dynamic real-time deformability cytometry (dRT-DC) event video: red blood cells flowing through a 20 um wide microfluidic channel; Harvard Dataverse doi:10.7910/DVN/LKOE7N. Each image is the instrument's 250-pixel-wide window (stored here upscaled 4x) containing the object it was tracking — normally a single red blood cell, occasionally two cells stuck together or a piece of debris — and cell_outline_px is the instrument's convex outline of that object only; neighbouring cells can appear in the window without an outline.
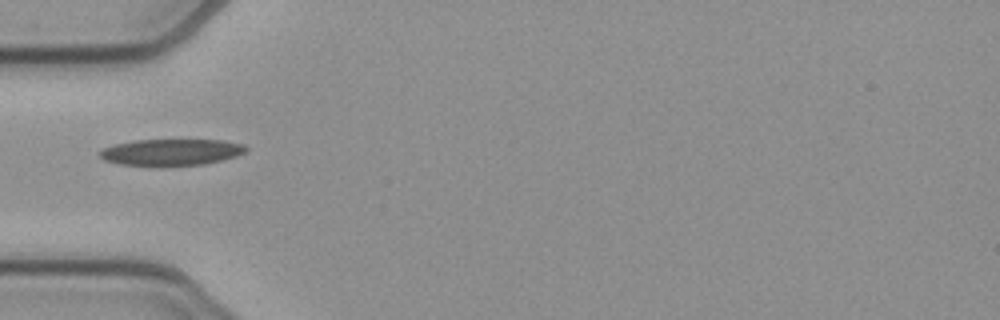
{"species": "common noctule bat (a hibernating species)", "species_latin": "Nyctalus noctula", "temperature_condition": "cold", "stored_images_in_passage": 36, "camera_frame_rate_fps": 3000, "um_per_image_px": 0.085, "animal": {"sex": "female", "body_mass_g": 21.9}, "frame": {"image": 1, "passage_image": 1, "time_ms": 0.0, "image_size_px": [1000, 320], "cell_outline_px": [[248, 152], [236, 156], [204, 164], [160, 168], [120, 164], [104, 160], [100, 156], [100, 152], [104, 148], [116, 144], [136, 140], [224, 140], [244, 144], [248, 148]], "centroid_in_image_um": [14.58, 12.96], "position_along_channel_um": 70.4, "area_um2": 23.12}}
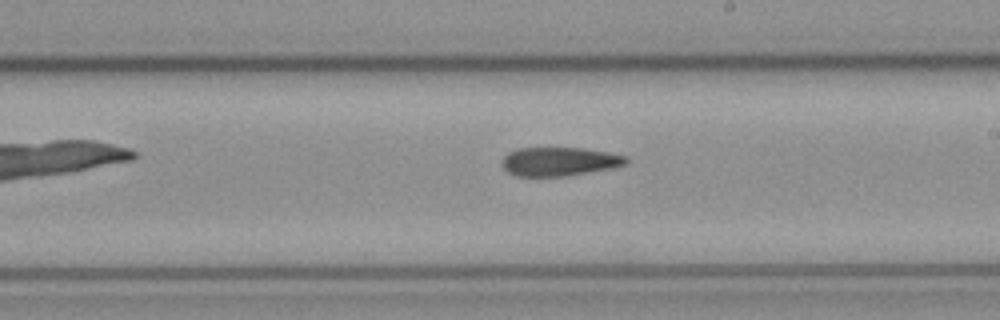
{"frame": {"image": 2, "passage_image": 14, "time_ms": 4.333, "image_size_px": [1000, 320], "cell_outline_px": [[628, 164], [616, 168], [568, 176], [516, 176], [508, 172], [500, 164], [504, 156], [508, 152], [520, 148], [580, 148], [608, 152], [628, 156]], "centroid_in_image_um": [47.59, 13.74], "position_along_channel_um": 241.4, "area_um2": 21.1}}
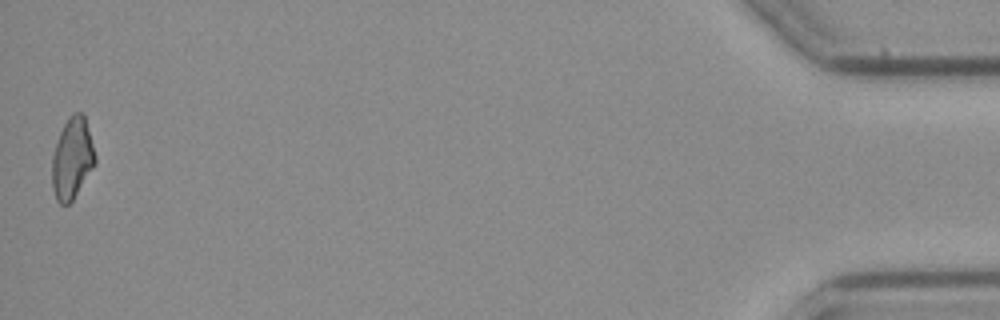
{"frame": {"image": 3, "passage_image": 36, "time_ms": 11.667, "image_size_px": [1000, 320], "cell_outline_px": [[96, 164], [72, 200], [68, 204], [60, 204], [56, 200], [52, 188], [52, 156], [60, 132], [68, 116], [72, 112], [84, 112], [96, 156]], "centroid_in_image_um": [6.14, 13.44], "position_along_channel_um": 429.1, "area_um2": 20.52}}